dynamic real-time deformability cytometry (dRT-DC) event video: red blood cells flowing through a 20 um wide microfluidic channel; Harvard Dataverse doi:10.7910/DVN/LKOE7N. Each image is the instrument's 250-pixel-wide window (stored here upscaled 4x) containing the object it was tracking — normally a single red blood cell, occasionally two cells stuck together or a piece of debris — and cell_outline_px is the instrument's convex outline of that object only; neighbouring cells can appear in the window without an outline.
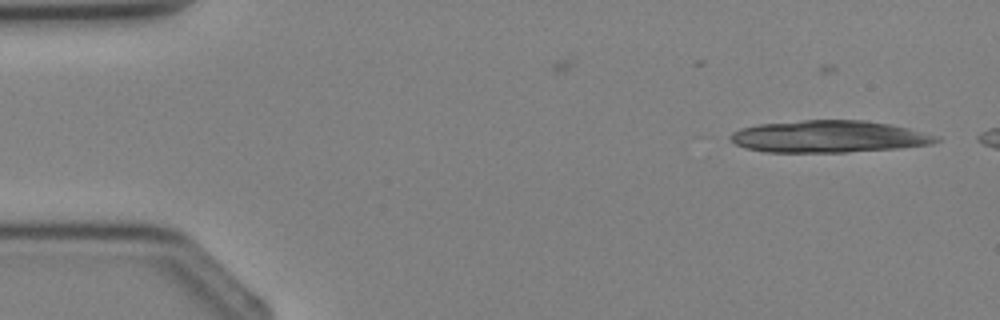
{"species": "Egyptian fruit bat (a non-hibernating species)", "species_latin": "Rousettus aegyptiacus", "temperature_condition": "cold", "stored_images_in_passage": 4, "camera_frame_rate_fps": 3000, "um_per_image_px": 0.085, "animal": {"sex": "female"}, "frame": {"image": 1, "passage_image": 2, "time_ms": 1.333, "image_size_px": [1000, 320], "cell_outline_px": [[940, 140], [932, 144], [900, 148], [844, 152], [764, 152], [744, 148], [728, 140], [728, 136], [732, 132], [740, 128], [756, 124], [804, 120], [864, 120], [888, 124], [908, 128], [940, 136]], "centroid_in_image_um": [70.4, 11.61], "position_along_channel_um": 14.6, "area_um2": 38.67}}